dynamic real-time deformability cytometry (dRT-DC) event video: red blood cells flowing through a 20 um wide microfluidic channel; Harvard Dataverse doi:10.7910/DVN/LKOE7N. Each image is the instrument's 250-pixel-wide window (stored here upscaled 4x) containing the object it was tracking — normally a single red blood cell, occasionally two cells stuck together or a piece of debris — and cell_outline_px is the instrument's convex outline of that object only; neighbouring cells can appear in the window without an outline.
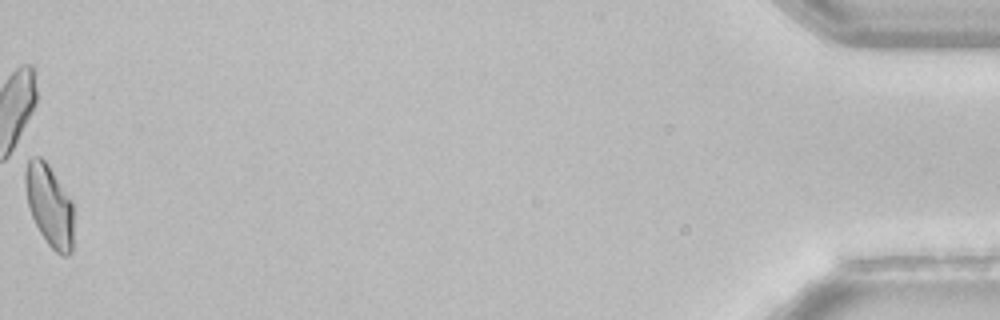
{"species": "common noctule bat (a hibernating species)", "species_latin": "Nyctalus noctula", "temperature_condition": "room temperature", "stored_images_in_passage": 53, "camera_frame_rate_fps": 3000, "um_per_image_px": 0.085, "animal": {"sex": "female", "body_mass_g": 22.7, "forearm_length_mm": 54.2}, "frame": {"image": 1, "passage_image": 53, "time_ms": 17.333, "image_size_px": [1000, 320], "cell_outline_px": [[72, 252], [68, 256], [64, 256], [56, 252], [48, 244], [40, 232], [32, 216], [28, 204], [24, 184], [24, 172], [28, 160], [32, 156], [40, 156], [48, 164], [72, 200]], "centroid_in_image_um": [4.19, 17.44], "position_along_channel_um": 431.0, "area_um2": 22.95}, "authors_computed_cell_mechanics": {"area_um2": 23.987, "velocity_mm_per_s": 3.8214, "shape_relaxation_time_tau1_ms": 3.8113, "shape_relaxation_time_tau2_ms": null, "deformation_change_tau1": 0.1115, "deformation_change_tau2": null}}